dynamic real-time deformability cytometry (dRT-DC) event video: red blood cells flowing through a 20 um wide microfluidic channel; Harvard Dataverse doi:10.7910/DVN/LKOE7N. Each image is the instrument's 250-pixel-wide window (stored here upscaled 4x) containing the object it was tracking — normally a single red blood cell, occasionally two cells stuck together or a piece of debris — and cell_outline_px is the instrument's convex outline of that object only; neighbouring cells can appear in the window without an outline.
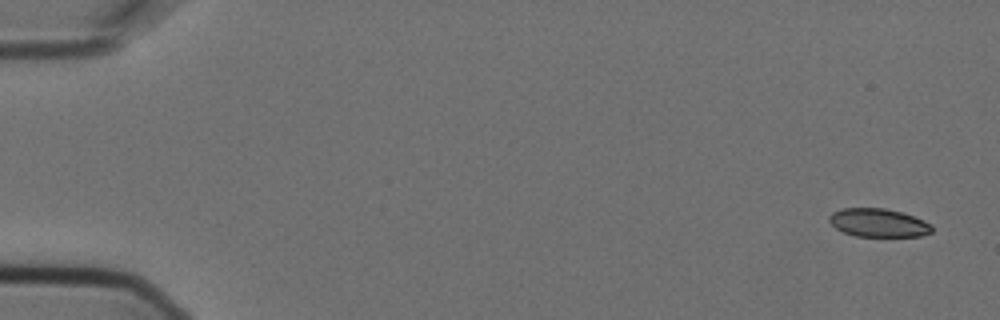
{"species": "Egyptian fruit bat (a non-hibernating species)", "species_latin": "Rousettus aegyptiacus", "temperature_condition": "cold", "stored_images_in_passage": 5, "camera_frame_rate_fps": 3000, "um_per_image_px": 0.085, "animal": {"sex": "female"}, "frame": {"image": 1, "passage_image": 1, "time_ms": 0.0, "image_size_px": [1000, 320], "cell_outline_px": [[932, 232], [920, 236], [856, 236], [844, 232], [836, 228], [828, 220], [828, 216], [832, 212], [844, 208], [884, 208], [900, 212], [924, 220], [932, 224]], "centroid_in_image_um": [74.66, 18.93], "position_along_channel_um": 10.3, "area_um2": 16.88}}
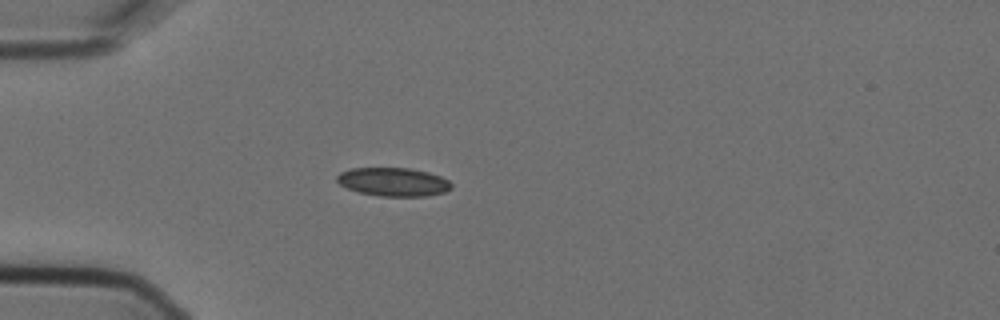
{"frame": {"image": 2, "passage_image": 5, "time_ms": 1.333, "image_size_px": [1000, 320], "cell_outline_px": [[452, 188], [444, 192], [428, 196], [380, 196], [360, 192], [348, 188], [340, 184], [336, 180], [336, 176], [340, 172], [352, 168], [412, 168], [428, 172], [440, 176], [448, 180], [452, 184]], "centroid_in_image_um": [33.45, 15.46], "position_along_channel_um": 51.6, "area_um2": 19.02}}